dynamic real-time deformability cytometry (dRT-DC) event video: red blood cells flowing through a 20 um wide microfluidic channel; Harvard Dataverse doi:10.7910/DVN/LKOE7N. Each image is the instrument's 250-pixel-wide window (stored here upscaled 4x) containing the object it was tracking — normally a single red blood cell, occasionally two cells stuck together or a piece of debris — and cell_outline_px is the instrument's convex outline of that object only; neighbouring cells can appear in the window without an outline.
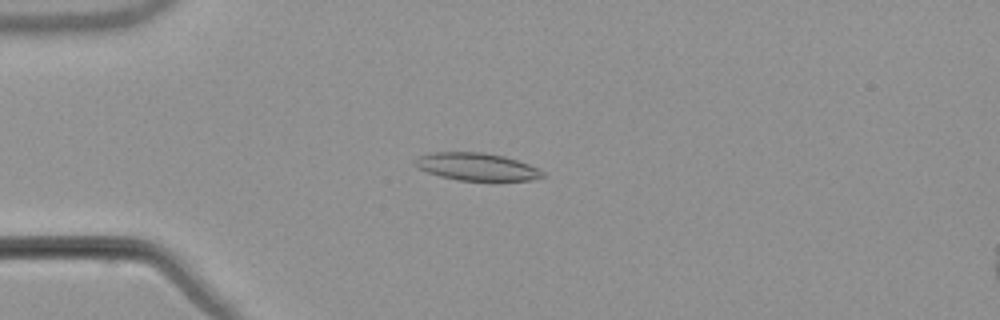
{"species": "common noctule bat (a hibernating species)", "species_latin": "Nyctalus noctula", "temperature_condition": "warm", "stored_images_in_passage": 49, "camera_frame_rate_fps": 3000, "um_per_image_px": 0.085, "animal": {"sex": "male", "body_mass_g": 21.5, "forearm_length_mm": 52.0}, "frame": {"image": 1, "passage_image": 9, "time_ms": 2.667, "image_size_px": [1000, 320], "cell_outline_px": [[548, 176], [532, 180], [456, 180], [440, 176], [428, 172], [420, 168], [412, 160], [420, 156], [432, 152], [484, 152], [504, 156], [528, 164], [544, 172]], "centroid_in_image_um": [40.54, 14.17], "position_along_channel_um": 44.5, "area_um2": 20.35}}
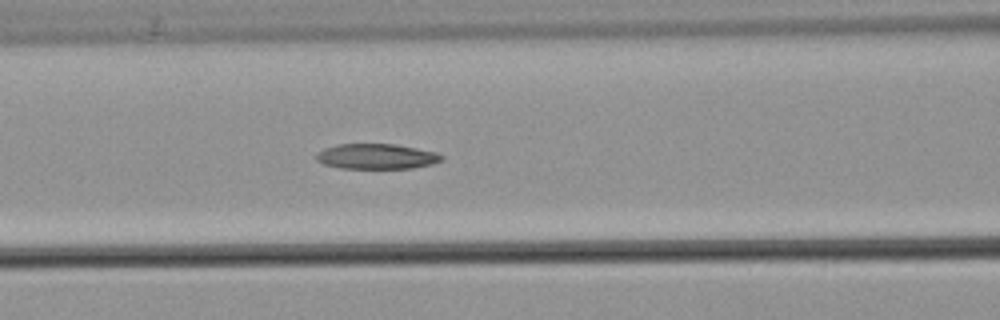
{"frame": {"image": 2, "passage_image": 18, "time_ms": 5.667, "image_size_px": [1000, 320], "cell_outline_px": [[444, 160], [432, 164], [412, 168], [340, 168], [324, 164], [316, 160], [316, 156], [324, 148], [336, 144], [396, 144], [436, 152], [444, 156]], "centroid_in_image_um": [32.03, 13.29], "position_along_channel_um": 134.6, "area_um2": 18.44}}
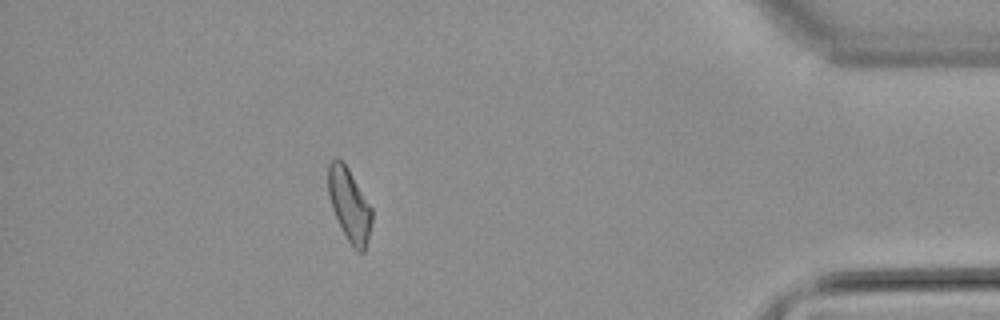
{"frame": {"image": 3, "passage_image": 43, "time_ms": 14.0, "image_size_px": [1000, 320], "cell_outline_px": [[372, 220], [364, 252], [356, 252], [352, 248], [332, 208], [328, 196], [328, 164], [336, 156], [348, 168], [372, 208]], "centroid_in_image_um": [29.69, 17.4], "position_along_channel_um": 405.5, "area_um2": 18.32}, "authors_computed_cell_mechanics": {"area_um2": 19.1896, "velocity_mm_per_s": 3.8165, "shape_relaxation_time_tau1_ms": null, "shape_relaxation_time_tau2_ms": 6.3554, "deformation_change_tau1": null, "deformation_change_tau2": 0.1548}}